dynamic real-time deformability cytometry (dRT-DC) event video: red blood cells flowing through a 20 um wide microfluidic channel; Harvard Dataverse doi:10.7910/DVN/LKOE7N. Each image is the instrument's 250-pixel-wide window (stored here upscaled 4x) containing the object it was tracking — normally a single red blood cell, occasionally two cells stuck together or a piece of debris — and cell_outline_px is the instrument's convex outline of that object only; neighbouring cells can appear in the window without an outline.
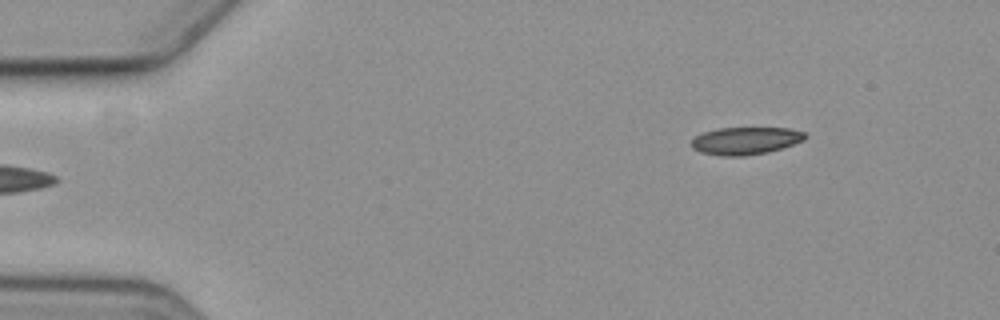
{"species": "common noctule bat (a hibernating species)", "species_latin": "Nyctalus noctula", "temperature_condition": "cold", "stored_images_in_passage": 5, "camera_frame_rate_fps": 3000, "um_per_image_px": 0.085, "animal": {"sex": "female", "body_mass_g": 19.3, "forearm_length_mm": 54.1}, "frame": {"image": 1, "passage_image": 5, "time_ms": 5.0, "image_size_px": [1000, 320], "cell_outline_px": [[808, 136], [804, 140], [768, 152], [744, 156], [720, 156], [700, 152], [692, 148], [692, 140], [696, 136], [704, 132], [720, 128], [788, 128], [804, 132]], "centroid_in_image_um": [63.36, 11.97], "position_along_channel_um": 21.6, "area_um2": 18.09}}